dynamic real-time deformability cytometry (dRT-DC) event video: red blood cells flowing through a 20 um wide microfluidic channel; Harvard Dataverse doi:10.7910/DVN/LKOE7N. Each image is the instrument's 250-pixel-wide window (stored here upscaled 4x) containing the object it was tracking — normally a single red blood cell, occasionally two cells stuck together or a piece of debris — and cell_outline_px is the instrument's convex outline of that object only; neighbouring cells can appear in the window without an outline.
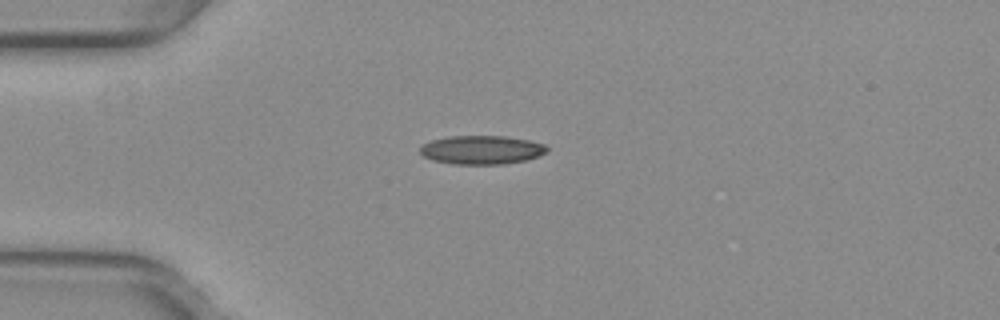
{"species": "common noctule bat (a hibernating species)", "species_latin": "Nyctalus noctula", "temperature_condition": "warm", "stored_images_in_passage": 7, "camera_frame_rate_fps": 3000, "um_per_image_px": 0.085, "animal": {"sex": "female", "body_mass_g": 29.2, "forearm_length_mm": 56.3}, "frame": {"image": 1, "passage_image": 1, "time_ms": 0.0, "image_size_px": [1000, 320], "cell_outline_px": [[548, 152], [540, 156], [524, 160], [504, 164], [452, 164], [432, 160], [424, 156], [420, 152], [420, 148], [424, 144], [432, 140], [448, 136], [508, 136], [528, 140], [544, 144], [548, 148]], "centroid_in_image_um": [40.96, 12.74], "position_along_channel_um": 44.0, "area_um2": 21.27}}
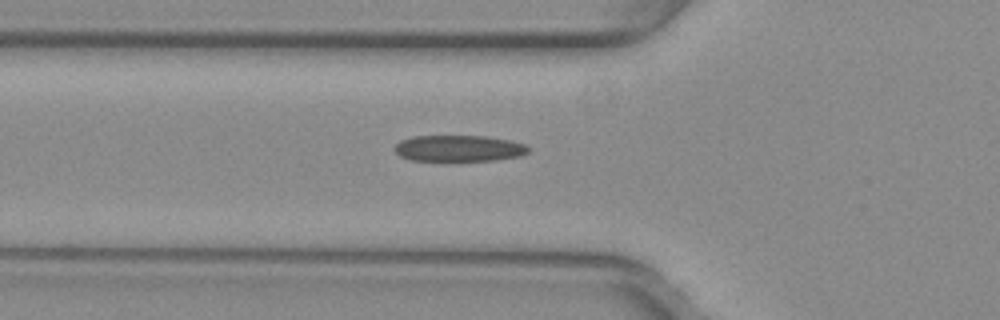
{"frame": {"image": 2, "passage_image": 6, "time_ms": 1.667, "image_size_px": [1000, 320], "cell_outline_px": [[528, 152], [520, 156], [492, 160], [412, 160], [400, 156], [396, 152], [396, 144], [400, 140], [412, 136], [484, 136], [508, 140], [524, 144], [528, 148]], "centroid_in_image_um": [38.98, 12.6], "position_along_channel_um": 86.8, "area_um2": 20.11}}